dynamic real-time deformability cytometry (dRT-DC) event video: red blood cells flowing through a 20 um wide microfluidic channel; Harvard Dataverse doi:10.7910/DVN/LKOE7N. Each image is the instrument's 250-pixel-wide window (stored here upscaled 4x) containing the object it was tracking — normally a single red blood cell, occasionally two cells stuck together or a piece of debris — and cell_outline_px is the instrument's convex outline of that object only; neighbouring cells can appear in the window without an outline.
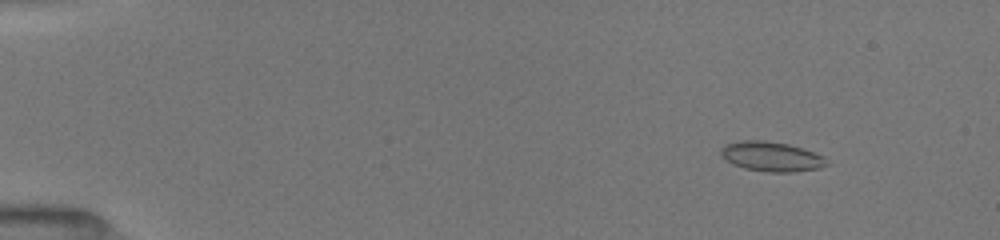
{"species": "common noctule bat (a hibernating species)", "species_latin": "Nyctalus noctula", "temperature_condition": "room temperature", "stored_images_in_passage": 48, "camera_frame_rate_fps": 3000, "um_per_image_px": 0.085, "animal": {"sex": "female", "body_mass_g": 19.5, "forearm_length_mm": 54.1}, "frame": {"image": 1, "passage_image": 6, "time_ms": 2.0, "image_size_px": [1000, 240], "cell_outline_px": [[828, 164], [820, 168], [792, 172], [768, 172], [744, 168], [732, 164], [724, 160], [720, 156], [720, 148], [724, 144], [740, 140], [764, 140], [788, 144], [824, 156]], "centroid_in_image_um": [65.5, 13.3], "position_along_channel_um": 19.5, "area_um2": 18.44}}
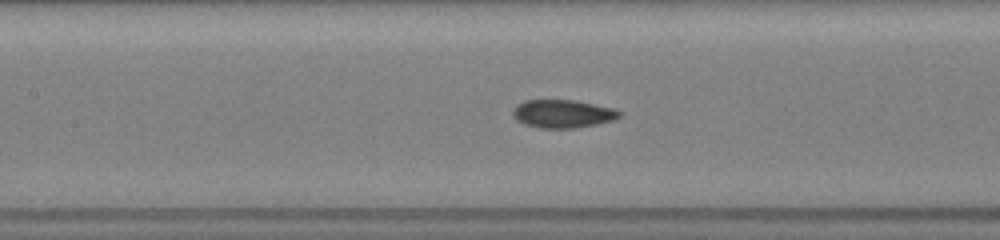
{"frame": {"image": 2, "passage_image": 23, "time_ms": 8.333, "image_size_px": [1000, 240], "cell_outline_px": [[624, 112], [616, 120], [596, 124], [572, 128], [540, 128], [524, 124], [516, 120], [512, 116], [512, 108], [516, 104], [524, 100], [576, 100], [612, 108]], "centroid_in_image_um": [47.81, 9.66], "position_along_channel_um": 159.6, "area_um2": 17.69}}
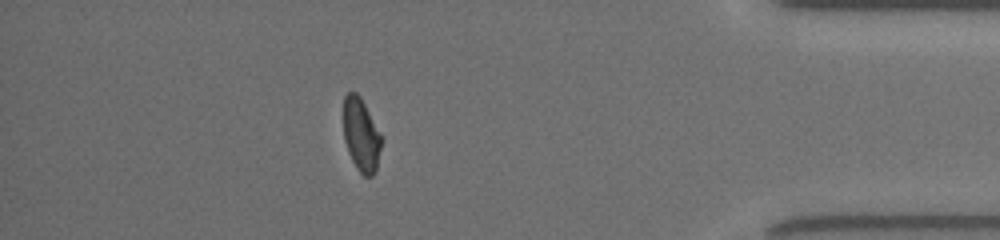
{"frame": {"image": 3, "passage_image": 42, "time_ms": 15.333, "image_size_px": [1000, 240], "cell_outline_px": [[380, 148], [376, 172], [372, 176], [364, 176], [356, 168], [348, 152], [344, 140], [344, 96], [348, 92], [356, 92], [360, 96], [380, 136]], "centroid_in_image_um": [30.66, 11.49], "position_along_channel_um": 404.5, "area_um2": 15.72}, "authors_computed_cell_mechanics": {"area_um2": 17.3978, "velocity_mm_per_s": 4.0203, "shape_relaxation_time_tau1_ms": null, "shape_relaxation_time_tau2_ms": 1.7163, "deformation_change_tau1": null, "deformation_change_tau2": 0.0604}}